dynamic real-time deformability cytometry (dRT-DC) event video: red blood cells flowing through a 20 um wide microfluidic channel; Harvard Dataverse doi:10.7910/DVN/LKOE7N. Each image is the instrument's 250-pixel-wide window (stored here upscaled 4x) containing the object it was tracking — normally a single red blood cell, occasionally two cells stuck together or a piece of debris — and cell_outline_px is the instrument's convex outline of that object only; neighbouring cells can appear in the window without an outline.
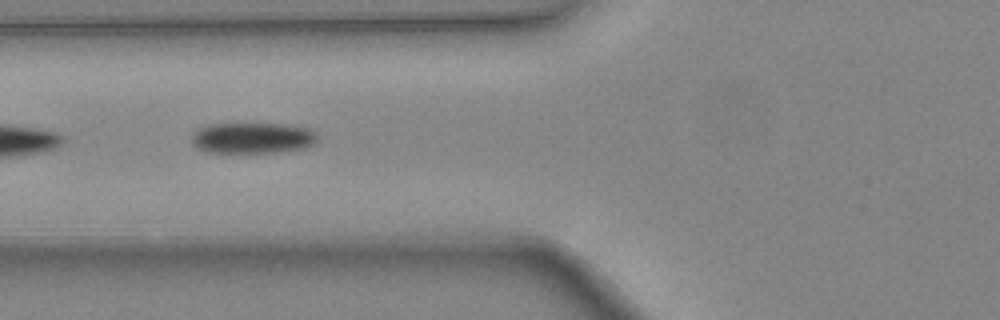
{"species": "common noctule bat (a hibernating species)", "species_latin": "Nyctalus noctula", "temperature_condition": "warm", "stored_images_in_passage": 6, "camera_frame_rate_fps": 3000, "um_per_image_px": 0.085, "animal": {"sex": "female", "body_mass_g": 24.6, "forearm_length_mm": 56.2}, "frame": {"image": 1, "passage_image": 6, "time_ms": 1.667, "image_size_px": [1000, 320], "cell_outline_px": [[316, 144], [308, 148], [276, 152], [204, 152], [196, 148], [192, 144], [192, 132], [208, 124], [284, 124], [308, 128], [316, 132]], "centroid_in_image_um": [21.47, 11.73], "position_along_channel_um": 104.3, "area_um2": 22.83}}